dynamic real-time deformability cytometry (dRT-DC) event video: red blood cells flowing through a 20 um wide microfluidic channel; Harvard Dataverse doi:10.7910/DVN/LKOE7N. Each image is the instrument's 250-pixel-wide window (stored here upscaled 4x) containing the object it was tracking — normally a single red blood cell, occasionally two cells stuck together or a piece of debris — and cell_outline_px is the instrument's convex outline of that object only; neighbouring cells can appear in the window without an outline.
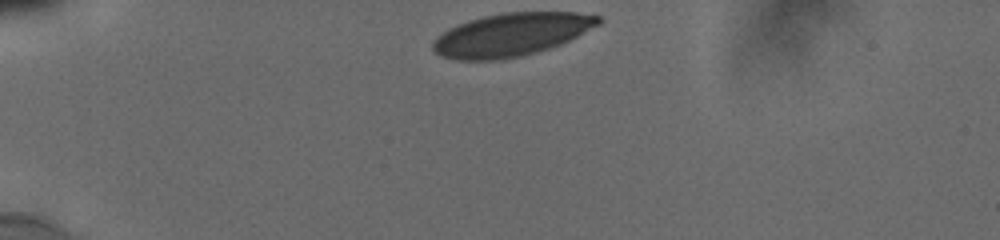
{"species": "human", "species_latin": "Homo sapiens", "temperature_condition": "cold", "stored_images_in_passage": 34, "camera_frame_rate_fps": 3000, "um_per_image_px": 0.085, "donor": {"sex": "male"}, "frame": {"image": 1, "passage_image": 1, "time_ms": 0.0, "image_size_px": [1000, 240], "cell_outline_px": [[600, 24], [560, 44], [536, 52], [520, 56], [500, 60], [460, 60], [444, 56], [436, 52], [432, 48], [432, 40], [436, 36], [448, 28], [456, 24], [468, 20], [484, 16], [504, 12], [576, 12], [600, 16]], "centroid_in_image_um": [43.42, 2.93], "position_along_channel_um": 41.6, "area_um2": 41.33}}
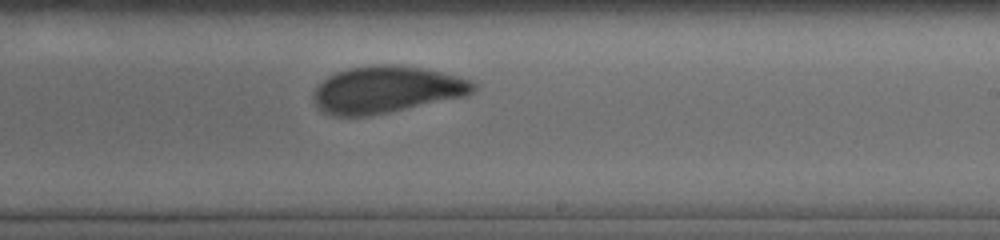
{"frame": {"image": 2, "passage_image": 22, "time_ms": 7.0, "image_size_px": [1000, 240], "cell_outline_px": [[476, 88], [472, 92], [464, 96], [388, 112], [368, 116], [336, 116], [324, 112], [316, 104], [312, 96], [316, 88], [328, 76], [336, 72], [348, 68], [372, 64], [392, 64], [420, 68], [444, 72], [472, 80], [476, 84]], "centroid_in_image_um": [32.85, 7.6], "position_along_channel_um": 256.2, "area_um2": 43.41}}
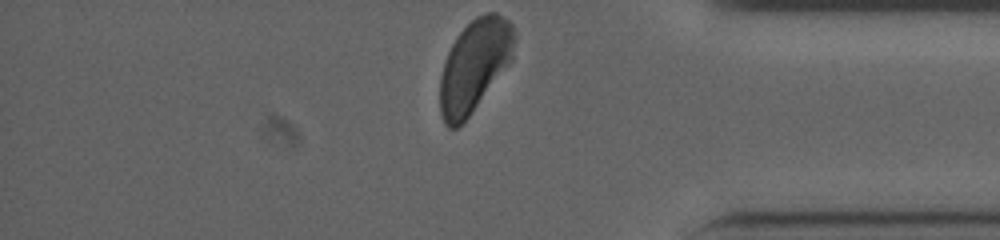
{"frame": {"image": 3, "passage_image": 34, "time_ms": 11.0, "image_size_px": [1000, 240], "cell_outline_px": [[516, 40], [512, 60], [468, 116], [456, 128], [448, 128], [444, 124], [440, 112], [440, 76], [444, 60], [456, 36], [476, 16], [484, 12], [496, 12], [508, 20], [512, 24], [516, 36]], "centroid_in_image_um": [40.33, 5.54], "position_along_channel_um": 394.9, "area_um2": 39.82}, "authors_computed_cell_mechanics": {"area_um2": 43.8702, "velocity_mm_per_s": 3.8121, "shape_relaxation_time_tau1_ms": 4.5796, "shape_relaxation_time_tau2_ms": 0.8274, "deformation_change_tau1": 0.1346, "deformation_change_tau2": 0.0585}}